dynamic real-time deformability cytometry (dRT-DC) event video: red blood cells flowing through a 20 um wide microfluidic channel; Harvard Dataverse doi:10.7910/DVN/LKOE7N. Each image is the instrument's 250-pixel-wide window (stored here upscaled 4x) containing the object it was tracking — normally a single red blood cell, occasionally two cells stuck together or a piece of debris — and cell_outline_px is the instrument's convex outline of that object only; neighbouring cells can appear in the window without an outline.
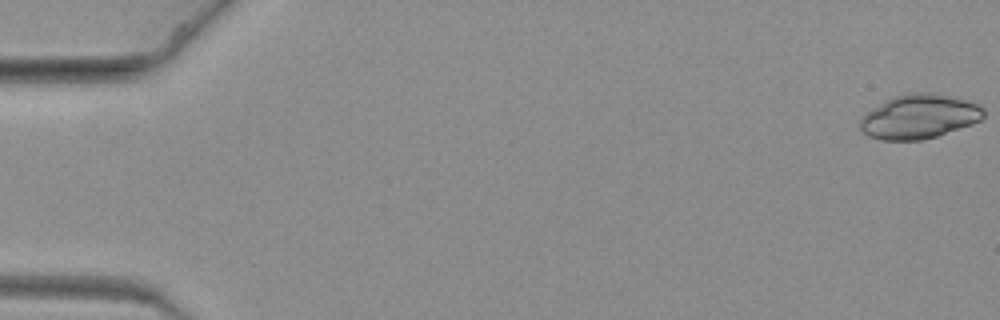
{"species": "common noctule bat (a hibernating species)", "species_latin": "Nyctalus noctula", "temperature_condition": "warm", "stored_images_in_passage": 50, "camera_frame_rate_fps": 3000, "um_per_image_px": 0.085, "animal": {"sex": "female", "body_mass_g": 19.3, "forearm_length_mm": 54.1}, "frame": {"image": 1, "passage_image": 1, "time_ms": 0.0, "image_size_px": [1000, 320], "cell_outline_px": [[984, 116], [980, 120], [972, 124], [936, 136], [920, 140], [880, 140], [868, 136], [860, 128], [860, 116], [872, 108], [892, 96], [908, 92], [932, 92], [956, 96], [980, 104], [984, 108]], "centroid_in_image_um": [78.14, 9.88], "position_along_channel_um": 6.9, "area_um2": 32.31}}